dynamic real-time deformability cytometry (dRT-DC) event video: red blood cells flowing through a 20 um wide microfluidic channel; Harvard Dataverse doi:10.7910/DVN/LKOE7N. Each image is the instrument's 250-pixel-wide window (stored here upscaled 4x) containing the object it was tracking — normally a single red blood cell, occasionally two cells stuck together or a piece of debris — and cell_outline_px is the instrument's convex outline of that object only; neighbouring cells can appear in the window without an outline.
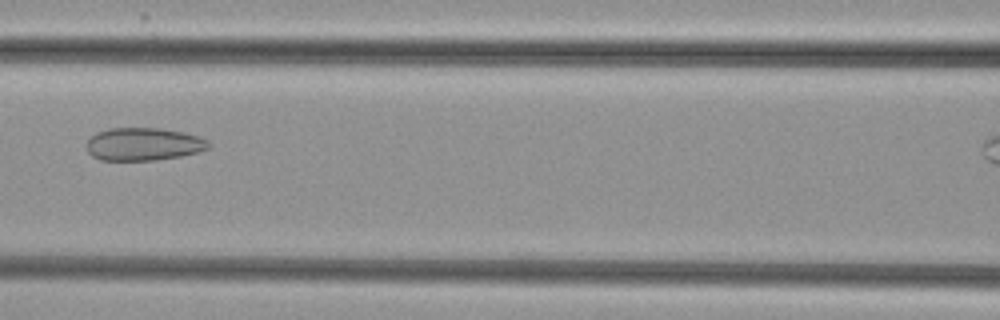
{"species": "common noctule bat (a hibernating species)", "species_latin": "Nyctalus noctula", "temperature_condition": "cold", "stored_images_in_passage": 4, "camera_frame_rate_fps": 3000, "um_per_image_px": 0.085, "animal": {"sex": "female", "body_mass_g": 29.2, "forearm_length_mm": 56.3}, "frame": {"image": 1, "passage_image": 3, "time_ms": 2.333, "image_size_px": [1000, 320], "cell_outline_px": [[212, 144], [208, 148], [196, 152], [180, 156], [156, 160], [100, 160], [92, 156], [88, 152], [84, 144], [96, 132], [108, 128], [160, 128], [184, 132], [200, 136], [208, 140]], "centroid_in_image_um": [12.18, 12.24], "position_along_channel_um": 154.4, "area_um2": 23.58}}
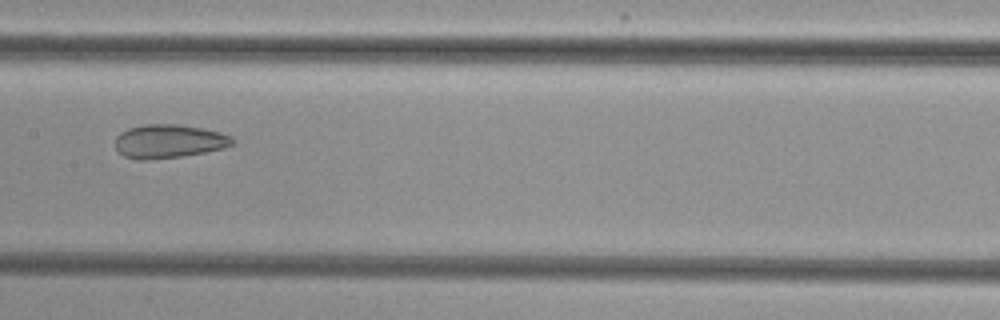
{"frame": {"image": 2, "passage_image": 4, "time_ms": 3.333, "image_size_px": [1000, 320], "cell_outline_px": [[236, 144], [224, 148], [204, 152], [180, 156], [148, 160], [136, 160], [124, 156], [116, 148], [116, 136], [120, 132], [128, 128], [144, 124], [180, 124], [204, 128], [220, 132], [232, 136], [236, 140]], "centroid_in_image_um": [14.39, 12.0], "position_along_channel_um": 193.0, "area_um2": 23.24}}